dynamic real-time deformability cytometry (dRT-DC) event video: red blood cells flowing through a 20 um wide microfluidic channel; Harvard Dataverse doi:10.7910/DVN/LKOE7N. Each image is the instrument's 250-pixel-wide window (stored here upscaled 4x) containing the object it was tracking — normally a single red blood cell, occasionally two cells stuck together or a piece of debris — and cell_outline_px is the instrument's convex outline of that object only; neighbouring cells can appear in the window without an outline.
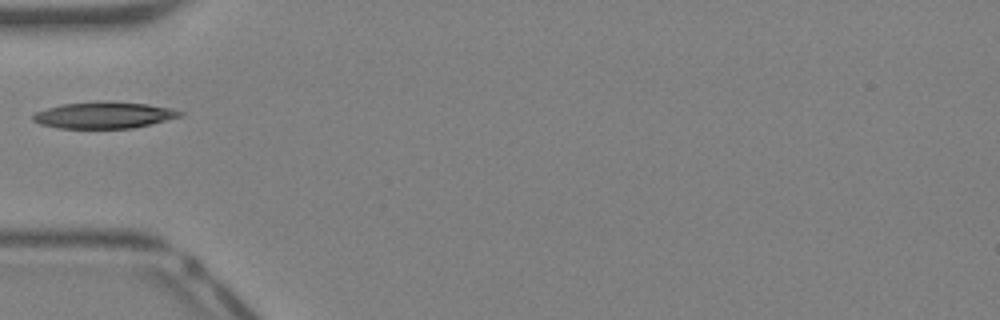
{"species": "Egyptian fruit bat (a non-hibernating species)", "species_latin": "Rousettus aegyptiacus", "temperature_condition": "warm", "stored_images_in_passage": 28, "camera_frame_rate_fps": 3000, "um_per_image_px": 0.085, "animal": {"sex": "female"}, "frame": {"image": 1, "passage_image": 1, "time_ms": 0.0, "image_size_px": [1000, 320], "cell_outline_px": [[184, 116], [152, 124], [132, 128], [60, 128], [40, 124], [32, 120], [32, 116], [36, 112], [48, 108], [64, 104], [148, 104], [168, 108], [184, 112]], "centroid_in_image_um": [8.87, 9.84], "position_along_channel_um": 76.1, "area_um2": 21.56}}
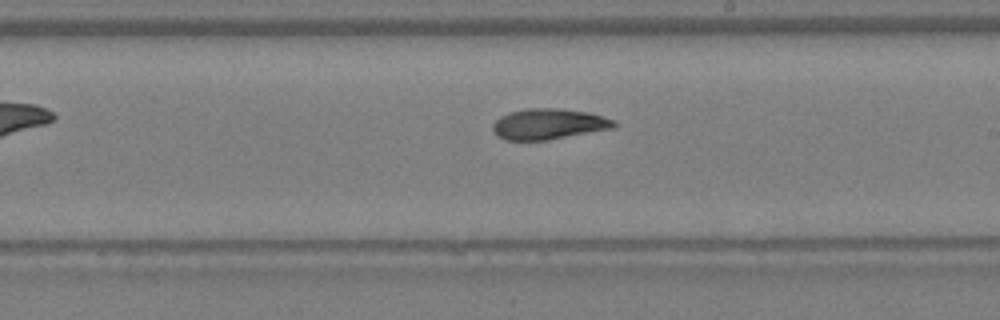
{"frame": {"image": 2, "passage_image": 11, "time_ms": 3.333, "image_size_px": [1000, 320], "cell_outline_px": [[616, 128], [548, 140], [504, 140], [496, 136], [492, 132], [492, 124], [500, 116], [512, 112], [528, 108], [560, 108], [588, 112], [616, 120]], "centroid_in_image_um": [46.64, 10.55], "position_along_channel_um": 242.4, "area_um2": 21.96}}
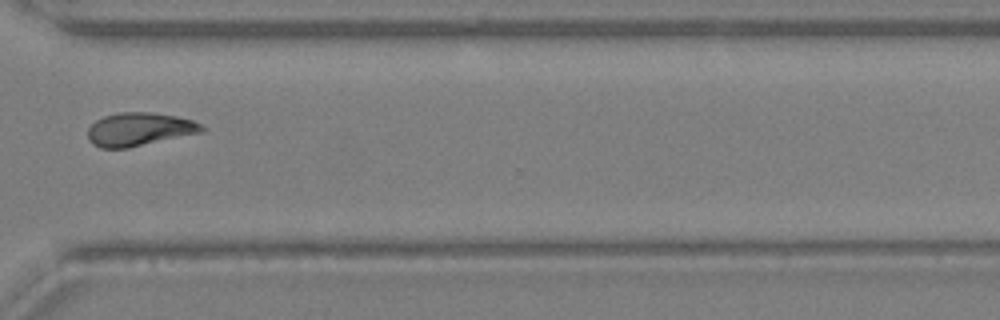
{"frame": {"image": 3, "passage_image": 18, "time_ms": 5.667, "image_size_px": [1000, 320], "cell_outline_px": [[208, 128], [204, 132], [128, 148], [100, 148], [92, 144], [88, 140], [88, 128], [96, 120], [104, 116], [120, 112], [152, 112], [176, 116], [192, 120]], "centroid_in_image_um": [11.86, 10.99], "position_along_channel_um": 358.7, "area_um2": 22.31}}